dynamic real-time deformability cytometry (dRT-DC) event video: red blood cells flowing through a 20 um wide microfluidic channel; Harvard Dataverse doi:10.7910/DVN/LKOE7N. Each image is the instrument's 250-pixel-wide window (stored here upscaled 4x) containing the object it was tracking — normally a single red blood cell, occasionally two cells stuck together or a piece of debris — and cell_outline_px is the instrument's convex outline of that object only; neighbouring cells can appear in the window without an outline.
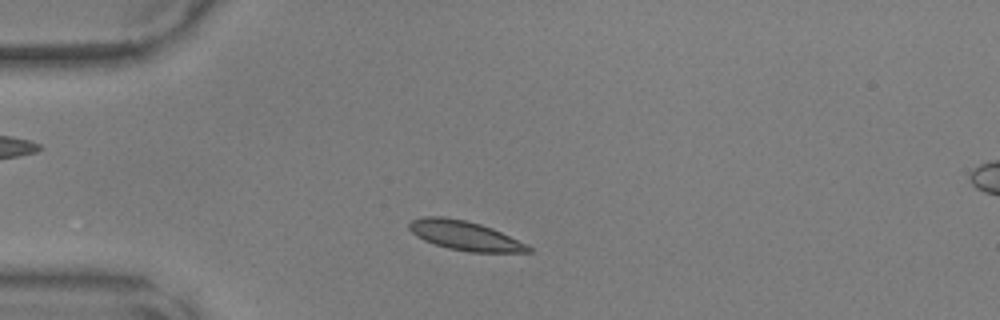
{"species": "common noctule bat (a hibernating species)", "species_latin": "Nyctalus noctula", "temperature_condition": "warm", "stored_images_in_passage": 42, "camera_frame_rate_fps": 3000, "um_per_image_px": 0.085, "animal": {"sex": "male", "body_mass_g": 17.9, "forearm_length_mm": 54.2}, "frame": {"image": 1, "passage_image": 6, "time_ms": 1.667, "image_size_px": [1000, 320], "cell_outline_px": [[532, 252], [468, 252], [448, 248], [424, 240], [416, 236], [408, 228], [408, 224], [412, 220], [424, 216], [444, 216], [464, 220], [480, 224], [492, 228], [528, 244], [532, 248]], "centroid_in_image_um": [39.52, 20.02], "position_along_channel_um": 45.5, "area_um2": 20.35}}
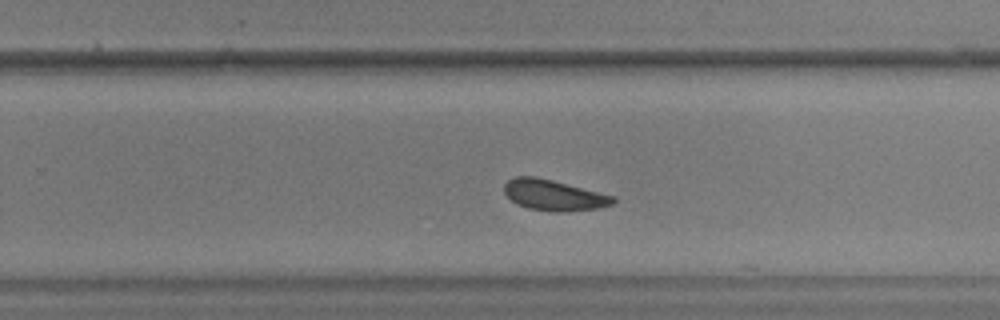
{"frame": {"image": 2, "passage_image": 25, "time_ms": 8.0, "image_size_px": [1000, 320], "cell_outline_px": [[616, 200], [612, 204], [600, 208], [564, 212], [548, 212], [528, 208], [516, 204], [504, 192], [504, 184], [508, 180], [516, 176], [536, 176], [616, 196]], "centroid_in_image_um": [47.08, 16.6], "position_along_channel_um": 282.7, "area_um2": 19.71}}
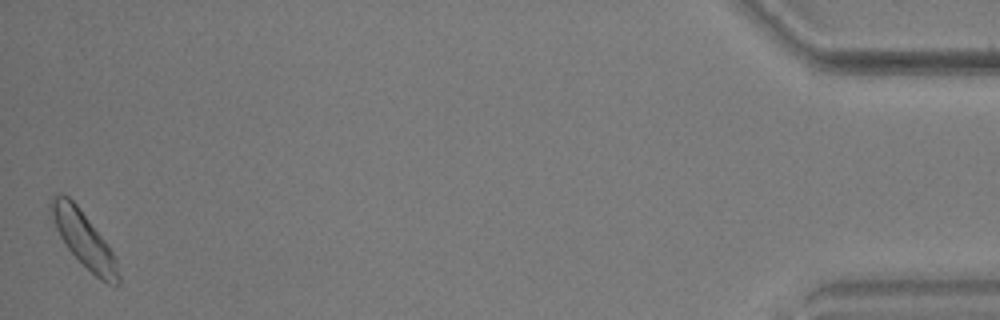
{"frame": {"image": 3, "passage_image": 42, "time_ms": 13.667, "image_size_px": [1000, 320], "cell_outline_px": [[120, 284], [108, 284], [100, 280], [68, 248], [60, 236], [56, 228], [48, 208], [52, 196], [60, 192], [68, 196], [76, 204], [104, 240], [112, 252], [116, 260], [120, 276]], "centroid_in_image_um": [7.1, 20.31], "position_along_channel_um": 428.1, "area_um2": 21.15}}